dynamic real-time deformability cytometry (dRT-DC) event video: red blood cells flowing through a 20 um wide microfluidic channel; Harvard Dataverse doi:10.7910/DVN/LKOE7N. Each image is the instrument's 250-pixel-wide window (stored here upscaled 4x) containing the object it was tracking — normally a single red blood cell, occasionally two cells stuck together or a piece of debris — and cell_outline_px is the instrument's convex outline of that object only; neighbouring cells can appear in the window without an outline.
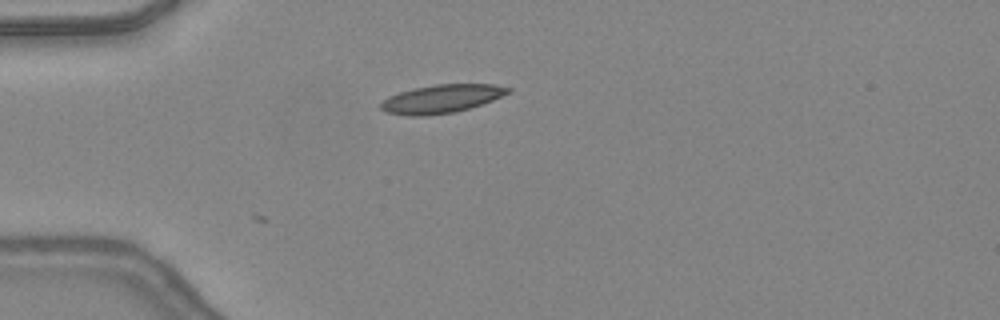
{"species": "common noctule bat (a hibernating species)", "species_latin": "Nyctalus noctula", "temperature_condition": "warm", "stored_images_in_passage": 3, "camera_frame_rate_fps": 3000, "um_per_image_px": 0.085, "animal": {"sex": "female", "body_mass_g": 24.6, "forearm_length_mm": 56.2}, "frame": {"image": 1, "passage_image": 1, "time_ms": 0.0, "image_size_px": [1000, 320], "cell_outline_px": [[512, 92], [492, 100], [456, 112], [424, 116], [408, 116], [384, 112], [380, 108], [380, 104], [388, 96], [400, 92], [416, 88], [436, 84], [496, 84], [512, 88]], "centroid_in_image_um": [37.53, 8.4], "position_along_channel_um": 47.5, "area_um2": 21.04}}